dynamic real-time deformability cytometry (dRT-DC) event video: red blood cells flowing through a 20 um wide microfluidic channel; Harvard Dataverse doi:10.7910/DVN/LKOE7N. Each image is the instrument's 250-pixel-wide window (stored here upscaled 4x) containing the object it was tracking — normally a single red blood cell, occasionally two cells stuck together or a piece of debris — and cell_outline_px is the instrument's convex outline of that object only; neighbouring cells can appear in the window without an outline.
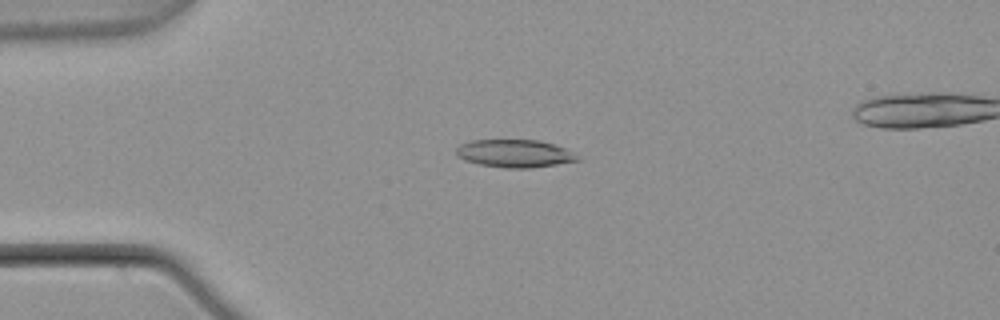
{"species": "common noctule bat (a hibernating species)", "species_latin": "Nyctalus noctula", "temperature_condition": "warm", "stored_images_in_passage": 7, "camera_frame_rate_fps": 3000, "um_per_image_px": 0.085, "animal": {"sex": "male", "body_mass_g": 21.5, "forearm_length_mm": 52.0}, "frame": {"image": 1, "passage_image": 3, "time_ms": 0.667, "image_size_px": [1000, 320], "cell_outline_px": [[580, 160], [532, 168], [504, 168], [480, 164], [464, 160], [456, 156], [456, 148], [460, 144], [472, 140], [536, 140], [552, 144], [564, 148], [576, 156]], "centroid_in_image_um": [43.67, 13.05], "position_along_channel_um": 41.3, "area_um2": 19.42}}
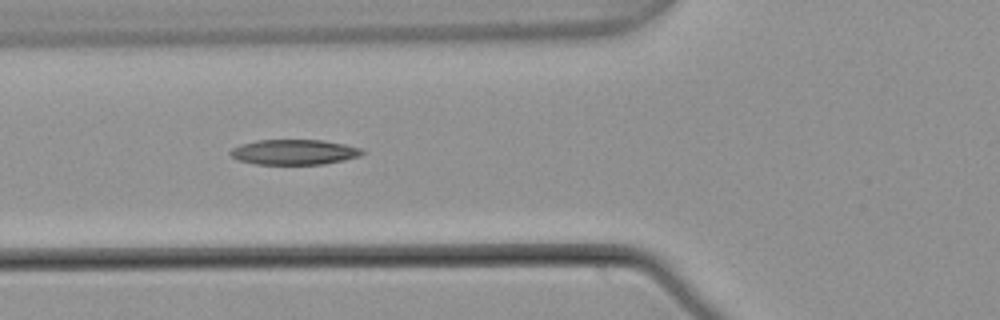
{"frame": {"image": 2, "passage_image": 5, "time_ms": 1.333, "image_size_px": [1000, 320], "cell_outline_px": [[368, 152], [360, 156], [344, 160], [324, 164], [256, 164], [236, 160], [228, 152], [232, 148], [240, 144], [256, 140], [324, 140], [344, 144], [360, 148]], "centroid_in_image_um": [25.0, 12.92], "position_along_channel_um": 100.8, "area_um2": 19.54}}
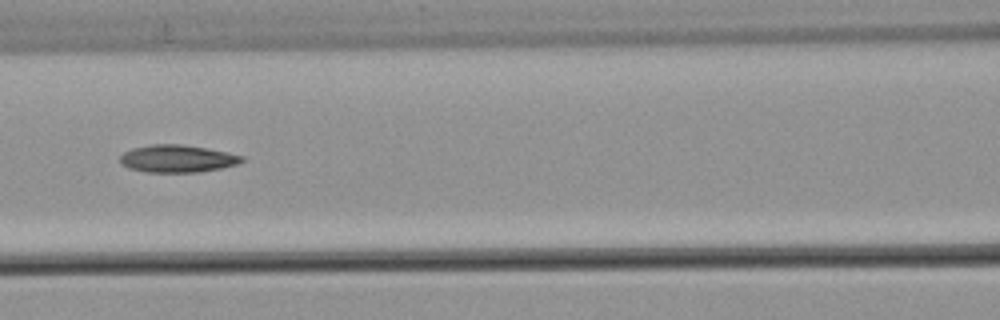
{"frame": {"image": 3, "passage_image": 6, "time_ms": 1.667, "image_size_px": [1000, 320], "cell_outline_px": [[244, 160], [236, 164], [220, 168], [200, 172], [144, 172], [128, 168], [120, 164], [120, 156], [124, 152], [132, 148], [152, 144], [180, 144], [228, 152], [244, 156]], "centroid_in_image_um": [15.04, 13.49], "position_along_channel_um": 151.6, "area_um2": 19.48}}